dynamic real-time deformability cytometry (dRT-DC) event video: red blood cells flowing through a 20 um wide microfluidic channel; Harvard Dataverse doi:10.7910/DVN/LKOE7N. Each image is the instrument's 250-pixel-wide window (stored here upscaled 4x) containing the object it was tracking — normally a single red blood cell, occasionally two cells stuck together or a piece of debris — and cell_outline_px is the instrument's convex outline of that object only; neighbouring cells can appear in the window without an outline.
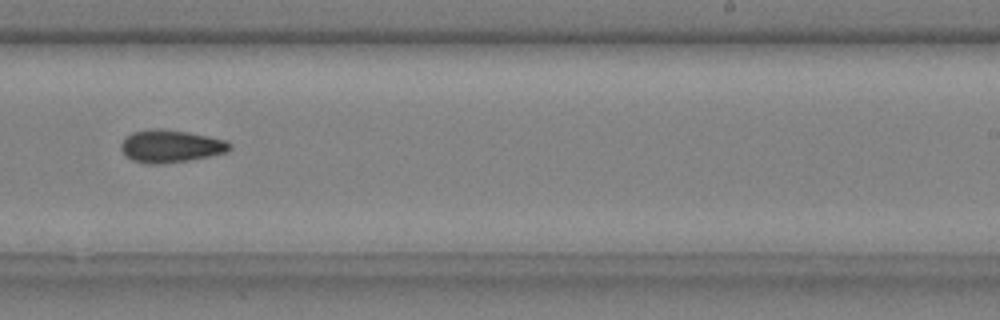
{"species": "common noctule bat (a hibernating species)", "species_latin": "Nyctalus noctula", "temperature_condition": "cold", "stored_images_in_passage": 9, "camera_frame_rate_fps": 3000, "um_per_image_px": 0.085, "animal": {"sex": "male", "body_mass_g": 20.4}, "frame": {"image": 1, "passage_image": 9, "time_ms": 2.667, "image_size_px": [1000, 320], "cell_outline_px": [[232, 148], [228, 152], [188, 160], [156, 164], [144, 164], [132, 160], [124, 156], [120, 148], [120, 144], [124, 136], [132, 132], [156, 128], [160, 128], [188, 132], [228, 140], [232, 144]], "centroid_in_image_um": [14.48, 12.42], "position_along_channel_um": 274.5, "area_um2": 20.92}}